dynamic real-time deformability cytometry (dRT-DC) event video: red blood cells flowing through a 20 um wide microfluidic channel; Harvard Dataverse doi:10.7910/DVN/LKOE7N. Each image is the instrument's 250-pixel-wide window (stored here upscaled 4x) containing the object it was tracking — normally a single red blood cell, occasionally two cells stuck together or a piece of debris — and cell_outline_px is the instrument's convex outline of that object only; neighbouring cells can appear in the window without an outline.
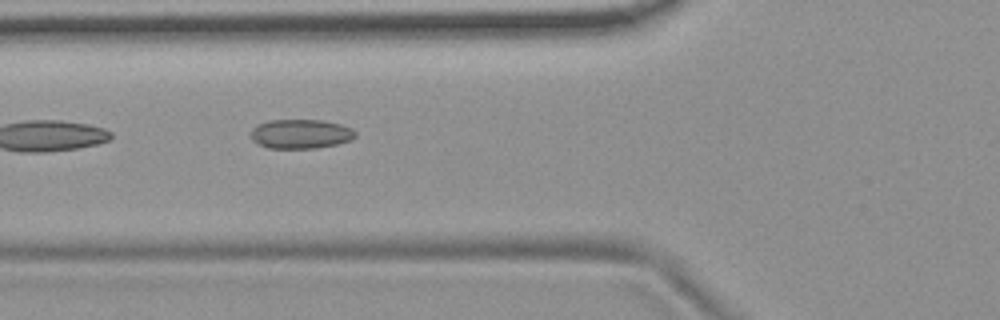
{"species": "common noctule bat (a hibernating species)", "species_latin": "Nyctalus noctula", "temperature_condition": "room temperature", "stored_images_in_passage": 5, "camera_frame_rate_fps": 3000, "um_per_image_px": 0.085, "animal": {"sex": "female", "body_mass_g": 19.9}, "frame": {"image": 1, "passage_image": 5, "time_ms": 4.667, "image_size_px": [1000, 320], "cell_outline_px": [[356, 136], [352, 140], [336, 144], [316, 148], [268, 148], [252, 140], [248, 136], [248, 132], [256, 124], [268, 120], [324, 120], [340, 124], [352, 128], [356, 132]], "centroid_in_image_um": [25.52, 11.37], "position_along_channel_um": 100.3, "area_um2": 18.15}}